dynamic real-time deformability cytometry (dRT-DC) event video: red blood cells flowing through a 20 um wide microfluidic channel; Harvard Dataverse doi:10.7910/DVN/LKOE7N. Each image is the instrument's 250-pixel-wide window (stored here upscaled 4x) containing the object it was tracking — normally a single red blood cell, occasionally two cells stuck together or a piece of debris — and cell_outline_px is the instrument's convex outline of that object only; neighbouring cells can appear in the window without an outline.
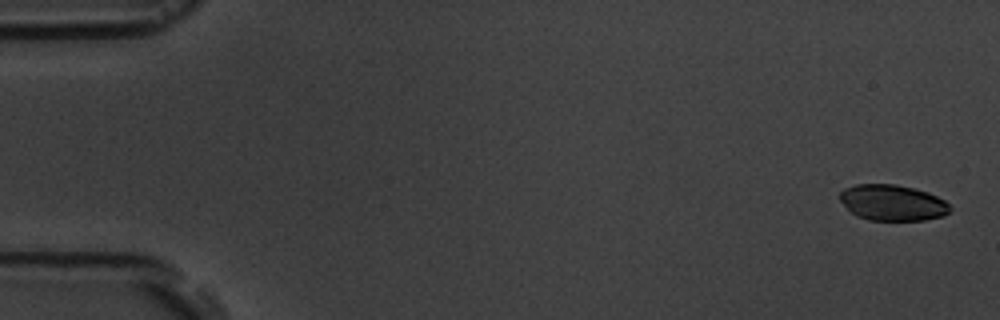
{"species": "common noctule bat (a hibernating species)", "species_latin": "Nyctalus noctula", "temperature_condition": "room temperature", "stored_images_in_passage": 5, "segment_of_instrument_passage": [1, 2], "camera_frame_rate_fps": 3000, "um_per_image_px": 0.085, "animal": {"sex": "male", "body_mass_g": 19.5, "forearm_length_mm": 54.6}, "frame": {"image": 1, "passage_image": 1, "time_ms": 0.0, "image_size_px": [1000, 320], "cell_outline_px": [[952, 208], [944, 216], [924, 220], [868, 220], [856, 216], [840, 200], [840, 192], [844, 188], [856, 184], [896, 184], [916, 188], [928, 192], [944, 200]], "centroid_in_image_um": [75.87, 17.22], "position_along_channel_um": 9.1, "area_um2": 23.12}}
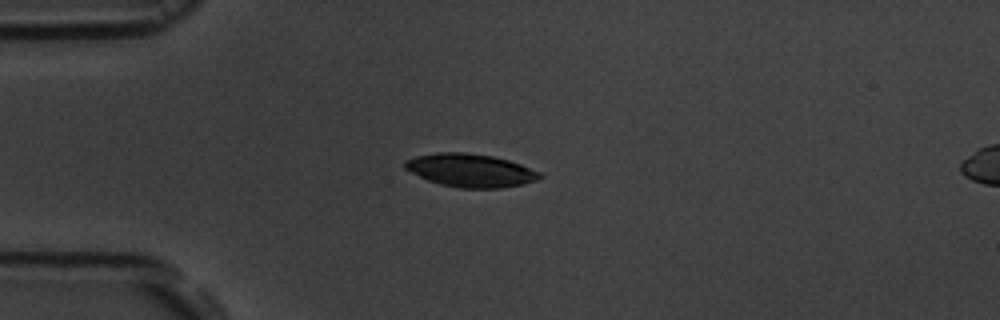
{"frame": {"image": 2, "passage_image": 4, "time_ms": 4.333, "image_size_px": [1000, 320], "cell_outline_px": [[544, 176], [536, 180], [524, 184], [500, 188], [460, 188], [440, 184], [428, 180], [404, 168], [404, 160], [416, 156], [436, 152], [464, 152], [492, 156], [508, 160], [520, 164], [540, 172]], "centroid_in_image_um": [39.99, 14.48], "position_along_channel_um": 45.0, "area_um2": 26.01}}